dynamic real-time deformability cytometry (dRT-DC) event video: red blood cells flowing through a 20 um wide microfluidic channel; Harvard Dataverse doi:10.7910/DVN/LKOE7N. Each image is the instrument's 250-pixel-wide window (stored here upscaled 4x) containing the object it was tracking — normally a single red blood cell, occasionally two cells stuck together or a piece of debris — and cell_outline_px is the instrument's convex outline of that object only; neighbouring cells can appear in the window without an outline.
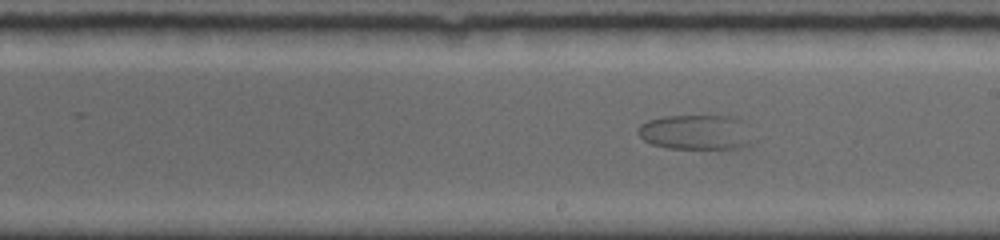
{"species": "common noctule bat (a hibernating species)", "species_latin": "Nyctalus noctula", "temperature_condition": "room temperature", "stored_images_in_passage": 44, "camera_frame_rate_fps": 5000, "um_per_image_px": 0.085, "animal": {"sex": "female", "body_mass_g": 19.0, "forearm_length_mm": 56.7}, "frame": {"image": 1, "passage_image": 18, "time_ms": 8.8, "image_size_px": [1000, 240], "cell_outline_px": [[752, 144], [740, 148], [668, 148], [652, 144], [644, 140], [636, 132], [636, 128], [640, 124], [648, 120], [664, 116], [732, 116], [740, 120]], "centroid_in_image_um": [59.05, 11.24], "position_along_channel_um": 229.9, "area_um2": 23.0}}
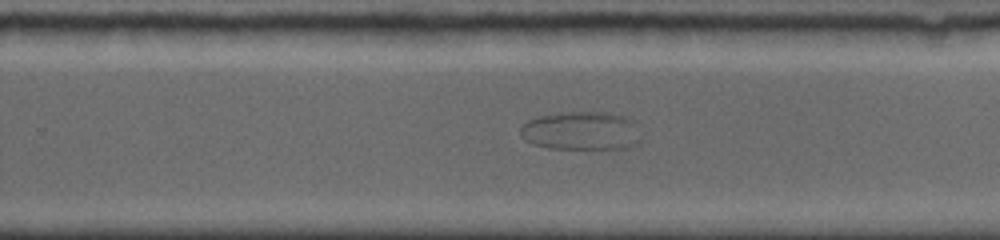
{"frame": {"image": 2, "passage_image": 23, "time_ms": 10.2, "image_size_px": [1000, 240], "cell_outline_px": [[640, 140], [636, 144], [624, 148], [548, 148], [532, 144], [524, 140], [520, 136], [520, 128], [528, 120], [540, 116], [572, 112], [608, 112], [624, 116], [632, 120]], "centroid_in_image_um": [49.36, 11.12], "position_along_channel_um": 280.4, "area_um2": 26.7}}
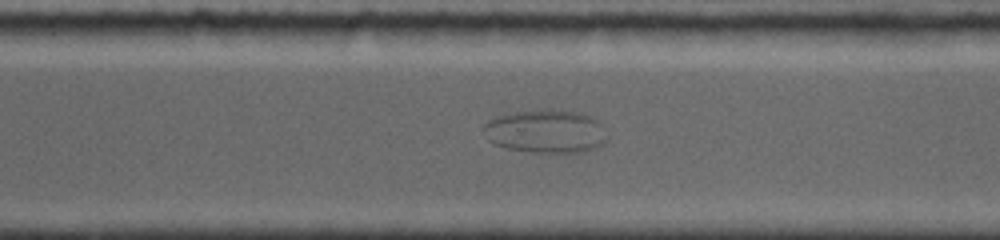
{"frame": {"image": 3, "passage_image": 27, "time_ms": 11.4, "image_size_px": [1000, 240], "cell_outline_px": [[608, 136], [604, 144], [584, 152], [540, 152], [508, 148], [496, 144], [488, 140], [484, 128], [484, 124], [492, 116], [516, 112], [552, 108], [580, 112], [592, 116], [600, 124]], "centroid_in_image_um": [46.42, 11.14], "position_along_channel_um": 324.2, "area_um2": 31.27}}